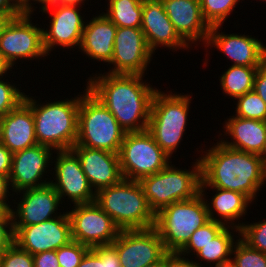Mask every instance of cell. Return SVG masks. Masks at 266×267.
<instances>
[{
  "label": "cell",
  "mask_w": 266,
  "mask_h": 267,
  "mask_svg": "<svg viewBox=\"0 0 266 267\" xmlns=\"http://www.w3.org/2000/svg\"><path fill=\"white\" fill-rule=\"evenodd\" d=\"M143 78L145 75L102 74L100 70L87 79L88 90L112 113L126 133L148 129L152 100L158 89Z\"/></svg>",
  "instance_id": "6da1fadb"
},
{
  "label": "cell",
  "mask_w": 266,
  "mask_h": 267,
  "mask_svg": "<svg viewBox=\"0 0 266 267\" xmlns=\"http://www.w3.org/2000/svg\"><path fill=\"white\" fill-rule=\"evenodd\" d=\"M215 141L205 151L195 150L201 155L200 191H207L209 187L231 190L246 195L254 203L266 183L259 155L227 147L218 139Z\"/></svg>",
  "instance_id": "7a4b0ae2"
},
{
  "label": "cell",
  "mask_w": 266,
  "mask_h": 267,
  "mask_svg": "<svg viewBox=\"0 0 266 267\" xmlns=\"http://www.w3.org/2000/svg\"><path fill=\"white\" fill-rule=\"evenodd\" d=\"M81 96L79 93L71 98L42 103L35 99L37 96L25 93L23 101L32 109L38 144L51 147L55 151L71 150L77 142Z\"/></svg>",
  "instance_id": "3957f363"
},
{
  "label": "cell",
  "mask_w": 266,
  "mask_h": 267,
  "mask_svg": "<svg viewBox=\"0 0 266 267\" xmlns=\"http://www.w3.org/2000/svg\"><path fill=\"white\" fill-rule=\"evenodd\" d=\"M95 202L120 230L154 227L155 213L150 208L139 181L122 179L96 192Z\"/></svg>",
  "instance_id": "277c9868"
},
{
  "label": "cell",
  "mask_w": 266,
  "mask_h": 267,
  "mask_svg": "<svg viewBox=\"0 0 266 267\" xmlns=\"http://www.w3.org/2000/svg\"><path fill=\"white\" fill-rule=\"evenodd\" d=\"M192 96L193 93L183 95L160 89L154 94L147 130L170 158L176 154L186 134Z\"/></svg>",
  "instance_id": "5b68a950"
},
{
  "label": "cell",
  "mask_w": 266,
  "mask_h": 267,
  "mask_svg": "<svg viewBox=\"0 0 266 267\" xmlns=\"http://www.w3.org/2000/svg\"><path fill=\"white\" fill-rule=\"evenodd\" d=\"M78 109V134L74 146H84L119 154L126 132L112 113L88 90Z\"/></svg>",
  "instance_id": "8992f818"
},
{
  "label": "cell",
  "mask_w": 266,
  "mask_h": 267,
  "mask_svg": "<svg viewBox=\"0 0 266 267\" xmlns=\"http://www.w3.org/2000/svg\"><path fill=\"white\" fill-rule=\"evenodd\" d=\"M164 169L142 178L139 182L143 188L150 208L156 214L159 210L174 202L194 198L200 193L201 163L199 157L187 169L172 164Z\"/></svg>",
  "instance_id": "52a82bcc"
},
{
  "label": "cell",
  "mask_w": 266,
  "mask_h": 267,
  "mask_svg": "<svg viewBox=\"0 0 266 267\" xmlns=\"http://www.w3.org/2000/svg\"><path fill=\"white\" fill-rule=\"evenodd\" d=\"M210 221L204 197L174 202L155 214L157 230L168 253H178L189 241L192 233Z\"/></svg>",
  "instance_id": "ba28073f"
},
{
  "label": "cell",
  "mask_w": 266,
  "mask_h": 267,
  "mask_svg": "<svg viewBox=\"0 0 266 267\" xmlns=\"http://www.w3.org/2000/svg\"><path fill=\"white\" fill-rule=\"evenodd\" d=\"M119 160L123 178L134 181L156 174L171 162L148 130L126 133Z\"/></svg>",
  "instance_id": "9c48e42d"
},
{
  "label": "cell",
  "mask_w": 266,
  "mask_h": 267,
  "mask_svg": "<svg viewBox=\"0 0 266 267\" xmlns=\"http://www.w3.org/2000/svg\"><path fill=\"white\" fill-rule=\"evenodd\" d=\"M32 16L21 14L10 18L0 33V52L16 69L22 60L40 62L41 58L44 60L48 56L43 46V28L32 22Z\"/></svg>",
  "instance_id": "30bf717a"
},
{
  "label": "cell",
  "mask_w": 266,
  "mask_h": 267,
  "mask_svg": "<svg viewBox=\"0 0 266 267\" xmlns=\"http://www.w3.org/2000/svg\"><path fill=\"white\" fill-rule=\"evenodd\" d=\"M67 213L73 241L89 248L112 244L121 231L96 202L73 205Z\"/></svg>",
  "instance_id": "8fae6325"
},
{
  "label": "cell",
  "mask_w": 266,
  "mask_h": 267,
  "mask_svg": "<svg viewBox=\"0 0 266 267\" xmlns=\"http://www.w3.org/2000/svg\"><path fill=\"white\" fill-rule=\"evenodd\" d=\"M54 154V168L50 169L54 170L52 176L55 178L52 177L54 180L50 184L58 193L62 204L66 201L73 205L95 202L96 192L85 176L77 155L72 150L55 151Z\"/></svg>",
  "instance_id": "7c38bea8"
},
{
  "label": "cell",
  "mask_w": 266,
  "mask_h": 267,
  "mask_svg": "<svg viewBox=\"0 0 266 267\" xmlns=\"http://www.w3.org/2000/svg\"><path fill=\"white\" fill-rule=\"evenodd\" d=\"M153 54L141 28L117 27L113 56L109 63V67L113 66L106 73L146 75Z\"/></svg>",
  "instance_id": "4fadbf2b"
},
{
  "label": "cell",
  "mask_w": 266,
  "mask_h": 267,
  "mask_svg": "<svg viewBox=\"0 0 266 267\" xmlns=\"http://www.w3.org/2000/svg\"><path fill=\"white\" fill-rule=\"evenodd\" d=\"M111 245L116 249L121 267H145L168 253L154 227L121 230Z\"/></svg>",
  "instance_id": "5bb4252c"
},
{
  "label": "cell",
  "mask_w": 266,
  "mask_h": 267,
  "mask_svg": "<svg viewBox=\"0 0 266 267\" xmlns=\"http://www.w3.org/2000/svg\"><path fill=\"white\" fill-rule=\"evenodd\" d=\"M14 243L24 251L35 255L57 250L72 239L71 222L67 211L53 219L29 226H13Z\"/></svg>",
  "instance_id": "9a60e30c"
},
{
  "label": "cell",
  "mask_w": 266,
  "mask_h": 267,
  "mask_svg": "<svg viewBox=\"0 0 266 267\" xmlns=\"http://www.w3.org/2000/svg\"><path fill=\"white\" fill-rule=\"evenodd\" d=\"M54 152L51 147L36 144L12 154L9 180L14 195L25 189L38 188L50 183L52 178L44 177H49L48 172L52 171L49 167L52 166Z\"/></svg>",
  "instance_id": "2e32d148"
},
{
  "label": "cell",
  "mask_w": 266,
  "mask_h": 267,
  "mask_svg": "<svg viewBox=\"0 0 266 267\" xmlns=\"http://www.w3.org/2000/svg\"><path fill=\"white\" fill-rule=\"evenodd\" d=\"M81 8L83 6L59 5L41 11L43 15L50 13L48 16L51 17L49 26L46 25L48 28L43 27V46L47 55L50 56L51 51L58 46L62 49H73L76 46L79 49L87 21Z\"/></svg>",
  "instance_id": "e0dca14e"
},
{
  "label": "cell",
  "mask_w": 266,
  "mask_h": 267,
  "mask_svg": "<svg viewBox=\"0 0 266 267\" xmlns=\"http://www.w3.org/2000/svg\"><path fill=\"white\" fill-rule=\"evenodd\" d=\"M20 195L19 200L14 201L11 206L13 226H29L42 223L46 220L60 216L63 205L58 193L49 183L38 188H30L16 193ZM16 206H15V205ZM14 205V206H13ZM59 207V208H58ZM60 207H62L60 209Z\"/></svg>",
  "instance_id": "ac0fdd59"
},
{
  "label": "cell",
  "mask_w": 266,
  "mask_h": 267,
  "mask_svg": "<svg viewBox=\"0 0 266 267\" xmlns=\"http://www.w3.org/2000/svg\"><path fill=\"white\" fill-rule=\"evenodd\" d=\"M221 28L222 25L211 27L207 43L203 46L206 47L205 52L211 47L216 48L232 61L231 65L237 66L259 67L266 61V45L260 39L245 33H220Z\"/></svg>",
  "instance_id": "d6986e66"
},
{
  "label": "cell",
  "mask_w": 266,
  "mask_h": 267,
  "mask_svg": "<svg viewBox=\"0 0 266 267\" xmlns=\"http://www.w3.org/2000/svg\"><path fill=\"white\" fill-rule=\"evenodd\" d=\"M141 30L144 32L147 44L153 53L161 47L190 50V47L176 32L174 25L166 14L163 0H148L143 2ZM174 50V51H173Z\"/></svg>",
  "instance_id": "ffe728a7"
},
{
  "label": "cell",
  "mask_w": 266,
  "mask_h": 267,
  "mask_svg": "<svg viewBox=\"0 0 266 267\" xmlns=\"http://www.w3.org/2000/svg\"><path fill=\"white\" fill-rule=\"evenodd\" d=\"M163 5L176 32L190 47L201 42L205 46L211 27L203 18L199 0H163Z\"/></svg>",
  "instance_id": "44dd1931"
},
{
  "label": "cell",
  "mask_w": 266,
  "mask_h": 267,
  "mask_svg": "<svg viewBox=\"0 0 266 267\" xmlns=\"http://www.w3.org/2000/svg\"><path fill=\"white\" fill-rule=\"evenodd\" d=\"M71 150L79 158L85 176L95 192L123 179L119 154L84 146H73Z\"/></svg>",
  "instance_id": "7402d4cb"
},
{
  "label": "cell",
  "mask_w": 266,
  "mask_h": 267,
  "mask_svg": "<svg viewBox=\"0 0 266 267\" xmlns=\"http://www.w3.org/2000/svg\"><path fill=\"white\" fill-rule=\"evenodd\" d=\"M0 142L12 154L38 144L32 109L24 101L0 118Z\"/></svg>",
  "instance_id": "603a6c76"
},
{
  "label": "cell",
  "mask_w": 266,
  "mask_h": 267,
  "mask_svg": "<svg viewBox=\"0 0 266 267\" xmlns=\"http://www.w3.org/2000/svg\"><path fill=\"white\" fill-rule=\"evenodd\" d=\"M92 17L85 24L79 51L86 54L85 58L108 63V66L113 56L117 26L103 13L99 12Z\"/></svg>",
  "instance_id": "cb8c5ba5"
},
{
  "label": "cell",
  "mask_w": 266,
  "mask_h": 267,
  "mask_svg": "<svg viewBox=\"0 0 266 267\" xmlns=\"http://www.w3.org/2000/svg\"><path fill=\"white\" fill-rule=\"evenodd\" d=\"M223 129L224 137L222 133H219L218 138L227 147L247 153L261 154L266 141V121L246 119L232 114L224 121ZM220 136L223 137L221 140ZM227 136L231 138L230 141Z\"/></svg>",
  "instance_id": "d4e9b609"
},
{
  "label": "cell",
  "mask_w": 266,
  "mask_h": 267,
  "mask_svg": "<svg viewBox=\"0 0 266 267\" xmlns=\"http://www.w3.org/2000/svg\"><path fill=\"white\" fill-rule=\"evenodd\" d=\"M209 189L213 191L211 193L213 196L210 197L209 201L205 191H200V193L205 199L210 220L240 229L243 226V221L240 222L239 220L247 215L248 207L253 202L242 193L215 187H210Z\"/></svg>",
  "instance_id": "484cf974"
},
{
  "label": "cell",
  "mask_w": 266,
  "mask_h": 267,
  "mask_svg": "<svg viewBox=\"0 0 266 267\" xmlns=\"http://www.w3.org/2000/svg\"><path fill=\"white\" fill-rule=\"evenodd\" d=\"M235 232L238 233V236ZM239 237V228L226 226L213 240L202 247L195 255L197 260L193 261L199 267H205V265L206 267H219L224 262L231 260L233 246Z\"/></svg>",
  "instance_id": "4316f807"
},
{
  "label": "cell",
  "mask_w": 266,
  "mask_h": 267,
  "mask_svg": "<svg viewBox=\"0 0 266 267\" xmlns=\"http://www.w3.org/2000/svg\"><path fill=\"white\" fill-rule=\"evenodd\" d=\"M258 67L231 65L220 74V85L224 96L236 99L253 90L254 77Z\"/></svg>",
  "instance_id": "83f0119b"
},
{
  "label": "cell",
  "mask_w": 266,
  "mask_h": 267,
  "mask_svg": "<svg viewBox=\"0 0 266 267\" xmlns=\"http://www.w3.org/2000/svg\"><path fill=\"white\" fill-rule=\"evenodd\" d=\"M102 12L117 27L141 28L143 2L141 0H107Z\"/></svg>",
  "instance_id": "f1b7e54d"
},
{
  "label": "cell",
  "mask_w": 266,
  "mask_h": 267,
  "mask_svg": "<svg viewBox=\"0 0 266 267\" xmlns=\"http://www.w3.org/2000/svg\"><path fill=\"white\" fill-rule=\"evenodd\" d=\"M225 227L226 225L224 223L210 220L204 226L199 227L192 233L189 241L178 252V254L183 257L190 256V258H193L191 255L195 256L203 246L213 240V238L216 237Z\"/></svg>",
  "instance_id": "f546056e"
},
{
  "label": "cell",
  "mask_w": 266,
  "mask_h": 267,
  "mask_svg": "<svg viewBox=\"0 0 266 267\" xmlns=\"http://www.w3.org/2000/svg\"><path fill=\"white\" fill-rule=\"evenodd\" d=\"M204 20L210 27L222 25L240 0H199ZM243 1V0H242Z\"/></svg>",
  "instance_id": "4dcf8cb0"
},
{
  "label": "cell",
  "mask_w": 266,
  "mask_h": 267,
  "mask_svg": "<svg viewBox=\"0 0 266 267\" xmlns=\"http://www.w3.org/2000/svg\"><path fill=\"white\" fill-rule=\"evenodd\" d=\"M234 116L266 121V104L253 90L235 99ZM236 113V114H234Z\"/></svg>",
  "instance_id": "1f68e13d"
},
{
  "label": "cell",
  "mask_w": 266,
  "mask_h": 267,
  "mask_svg": "<svg viewBox=\"0 0 266 267\" xmlns=\"http://www.w3.org/2000/svg\"><path fill=\"white\" fill-rule=\"evenodd\" d=\"M231 259L238 267H266V253L251 248L240 237L233 246Z\"/></svg>",
  "instance_id": "d6a6232c"
},
{
  "label": "cell",
  "mask_w": 266,
  "mask_h": 267,
  "mask_svg": "<svg viewBox=\"0 0 266 267\" xmlns=\"http://www.w3.org/2000/svg\"><path fill=\"white\" fill-rule=\"evenodd\" d=\"M0 78V118L15 109L24 99L25 93L17 87L15 82Z\"/></svg>",
  "instance_id": "836d02e7"
},
{
  "label": "cell",
  "mask_w": 266,
  "mask_h": 267,
  "mask_svg": "<svg viewBox=\"0 0 266 267\" xmlns=\"http://www.w3.org/2000/svg\"><path fill=\"white\" fill-rule=\"evenodd\" d=\"M240 238L251 248L266 253V219L255 223L244 222Z\"/></svg>",
  "instance_id": "e575fe53"
},
{
  "label": "cell",
  "mask_w": 266,
  "mask_h": 267,
  "mask_svg": "<svg viewBox=\"0 0 266 267\" xmlns=\"http://www.w3.org/2000/svg\"><path fill=\"white\" fill-rule=\"evenodd\" d=\"M90 249L88 246L73 240L69 244L60 247L56 250L60 267H78Z\"/></svg>",
  "instance_id": "d590c367"
},
{
  "label": "cell",
  "mask_w": 266,
  "mask_h": 267,
  "mask_svg": "<svg viewBox=\"0 0 266 267\" xmlns=\"http://www.w3.org/2000/svg\"><path fill=\"white\" fill-rule=\"evenodd\" d=\"M0 267H34L33 255L13 243L0 253Z\"/></svg>",
  "instance_id": "8d00e7d4"
},
{
  "label": "cell",
  "mask_w": 266,
  "mask_h": 267,
  "mask_svg": "<svg viewBox=\"0 0 266 267\" xmlns=\"http://www.w3.org/2000/svg\"><path fill=\"white\" fill-rule=\"evenodd\" d=\"M14 243V230L10 210L0 213V253Z\"/></svg>",
  "instance_id": "74e56055"
},
{
  "label": "cell",
  "mask_w": 266,
  "mask_h": 267,
  "mask_svg": "<svg viewBox=\"0 0 266 267\" xmlns=\"http://www.w3.org/2000/svg\"><path fill=\"white\" fill-rule=\"evenodd\" d=\"M91 250L103 261V267H121L116 249L111 244L96 246Z\"/></svg>",
  "instance_id": "f35d334b"
},
{
  "label": "cell",
  "mask_w": 266,
  "mask_h": 267,
  "mask_svg": "<svg viewBox=\"0 0 266 267\" xmlns=\"http://www.w3.org/2000/svg\"><path fill=\"white\" fill-rule=\"evenodd\" d=\"M34 267H60L56 250L44 251L33 255Z\"/></svg>",
  "instance_id": "ab89813d"
},
{
  "label": "cell",
  "mask_w": 266,
  "mask_h": 267,
  "mask_svg": "<svg viewBox=\"0 0 266 267\" xmlns=\"http://www.w3.org/2000/svg\"><path fill=\"white\" fill-rule=\"evenodd\" d=\"M253 91L256 92L266 104V61L258 67L255 73Z\"/></svg>",
  "instance_id": "60d3db41"
},
{
  "label": "cell",
  "mask_w": 266,
  "mask_h": 267,
  "mask_svg": "<svg viewBox=\"0 0 266 267\" xmlns=\"http://www.w3.org/2000/svg\"><path fill=\"white\" fill-rule=\"evenodd\" d=\"M9 190L12 191L9 177L0 175V206L4 210L11 209V204L13 201H9L10 199L8 198L10 196V198L12 199V197L15 196L13 193L10 194L11 192Z\"/></svg>",
  "instance_id": "b9f144b4"
},
{
  "label": "cell",
  "mask_w": 266,
  "mask_h": 267,
  "mask_svg": "<svg viewBox=\"0 0 266 267\" xmlns=\"http://www.w3.org/2000/svg\"><path fill=\"white\" fill-rule=\"evenodd\" d=\"M193 259L183 257L178 253H167L165 255V267H199Z\"/></svg>",
  "instance_id": "7bdbcfd3"
},
{
  "label": "cell",
  "mask_w": 266,
  "mask_h": 267,
  "mask_svg": "<svg viewBox=\"0 0 266 267\" xmlns=\"http://www.w3.org/2000/svg\"><path fill=\"white\" fill-rule=\"evenodd\" d=\"M0 14L9 19L22 14L20 4L17 0H0Z\"/></svg>",
  "instance_id": "ee69618b"
},
{
  "label": "cell",
  "mask_w": 266,
  "mask_h": 267,
  "mask_svg": "<svg viewBox=\"0 0 266 267\" xmlns=\"http://www.w3.org/2000/svg\"><path fill=\"white\" fill-rule=\"evenodd\" d=\"M35 2V3H34ZM39 4V13L46 9L47 7H50L52 6V0H22L19 4H20V8H21V11H22V14H32V15H35L33 14L34 11H36L35 8H38V7H35L34 5Z\"/></svg>",
  "instance_id": "f6af8a7d"
},
{
  "label": "cell",
  "mask_w": 266,
  "mask_h": 267,
  "mask_svg": "<svg viewBox=\"0 0 266 267\" xmlns=\"http://www.w3.org/2000/svg\"><path fill=\"white\" fill-rule=\"evenodd\" d=\"M12 153L0 142V175L9 177Z\"/></svg>",
  "instance_id": "bcb514c9"
},
{
  "label": "cell",
  "mask_w": 266,
  "mask_h": 267,
  "mask_svg": "<svg viewBox=\"0 0 266 267\" xmlns=\"http://www.w3.org/2000/svg\"><path fill=\"white\" fill-rule=\"evenodd\" d=\"M78 267H103V261L90 249Z\"/></svg>",
  "instance_id": "7dc6e473"
},
{
  "label": "cell",
  "mask_w": 266,
  "mask_h": 267,
  "mask_svg": "<svg viewBox=\"0 0 266 267\" xmlns=\"http://www.w3.org/2000/svg\"><path fill=\"white\" fill-rule=\"evenodd\" d=\"M14 68L6 61L4 56L0 52V78L7 77L11 78L9 74H11L9 71H12ZM9 73V74H8ZM9 75V76H8Z\"/></svg>",
  "instance_id": "c3c4849f"
},
{
  "label": "cell",
  "mask_w": 266,
  "mask_h": 267,
  "mask_svg": "<svg viewBox=\"0 0 266 267\" xmlns=\"http://www.w3.org/2000/svg\"><path fill=\"white\" fill-rule=\"evenodd\" d=\"M85 1L86 0H52V6H59V5L82 6L85 5Z\"/></svg>",
  "instance_id": "681fc988"
},
{
  "label": "cell",
  "mask_w": 266,
  "mask_h": 267,
  "mask_svg": "<svg viewBox=\"0 0 266 267\" xmlns=\"http://www.w3.org/2000/svg\"><path fill=\"white\" fill-rule=\"evenodd\" d=\"M261 161H262V165L264 167V170L266 172V141H265V145H264V148L261 152V154L259 155Z\"/></svg>",
  "instance_id": "f907efd6"
},
{
  "label": "cell",
  "mask_w": 266,
  "mask_h": 267,
  "mask_svg": "<svg viewBox=\"0 0 266 267\" xmlns=\"http://www.w3.org/2000/svg\"><path fill=\"white\" fill-rule=\"evenodd\" d=\"M145 267H165V256L160 261L147 265Z\"/></svg>",
  "instance_id": "816d5d0a"
},
{
  "label": "cell",
  "mask_w": 266,
  "mask_h": 267,
  "mask_svg": "<svg viewBox=\"0 0 266 267\" xmlns=\"http://www.w3.org/2000/svg\"><path fill=\"white\" fill-rule=\"evenodd\" d=\"M8 20L9 18L7 16L0 14V33H1L2 28L7 23Z\"/></svg>",
  "instance_id": "f5cc1de1"
},
{
  "label": "cell",
  "mask_w": 266,
  "mask_h": 267,
  "mask_svg": "<svg viewBox=\"0 0 266 267\" xmlns=\"http://www.w3.org/2000/svg\"><path fill=\"white\" fill-rule=\"evenodd\" d=\"M219 267H238L235 262L231 259L229 261L224 262L222 265Z\"/></svg>",
  "instance_id": "db71d44e"
},
{
  "label": "cell",
  "mask_w": 266,
  "mask_h": 267,
  "mask_svg": "<svg viewBox=\"0 0 266 267\" xmlns=\"http://www.w3.org/2000/svg\"><path fill=\"white\" fill-rule=\"evenodd\" d=\"M4 209L0 206V213L3 211Z\"/></svg>",
  "instance_id": "11a10c76"
}]
</instances>
